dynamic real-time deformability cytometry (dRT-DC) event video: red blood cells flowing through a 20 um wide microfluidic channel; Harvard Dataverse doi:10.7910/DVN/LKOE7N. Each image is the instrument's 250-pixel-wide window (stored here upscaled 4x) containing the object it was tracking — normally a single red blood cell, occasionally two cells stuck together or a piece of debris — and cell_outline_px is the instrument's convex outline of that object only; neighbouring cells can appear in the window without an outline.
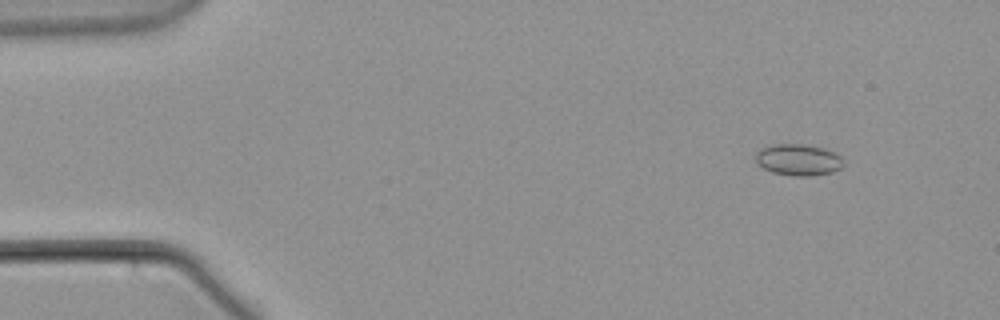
{"species": "common noctule bat (a hibernating species)", "species_latin": "Nyctalus noctula", "temperature_condition": "warm", "stored_images_in_passage": 57, "camera_frame_rate_fps": 3000, "um_per_image_px": 0.085, "animal": {"sex": "male", "body_mass_g": 21.5, "forearm_length_mm": 52.0}, "frame": {"image": 1, "passage_image": 6, "time_ms": 1.667, "image_size_px": [1000, 320], "cell_outline_px": [[844, 164], [840, 168], [832, 172], [808, 176], [796, 176], [772, 172], [756, 164], [756, 152], [764, 148], [776, 144], [804, 144], [824, 148], [840, 156], [844, 160]], "centroid_in_image_um": [67.87, 13.58], "position_along_channel_um": 17.1, "area_um2": 15.95}}
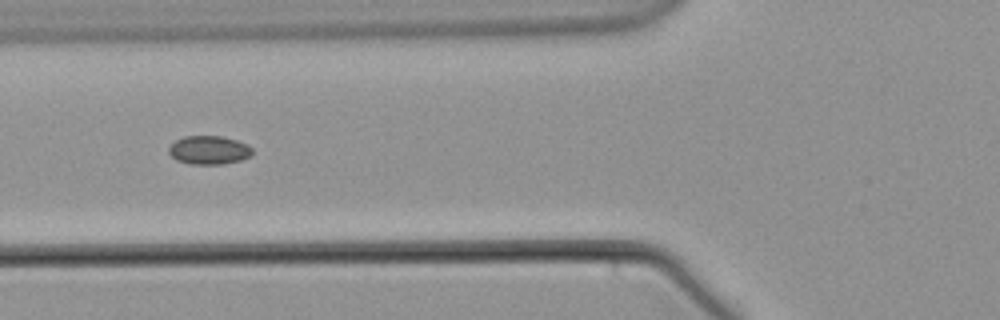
{"frame": {"image": 2, "passage_image": 22, "time_ms": 7.0, "image_size_px": [1000, 320], "cell_outline_px": [[252, 156], [240, 160], [224, 164], [192, 164], [176, 160], [168, 152], [168, 148], [176, 140], [184, 136], [220, 136], [236, 140], [252, 148]], "centroid_in_image_um": [17.75, 12.76], "position_along_channel_um": 108.0, "area_um2": 13.81}}
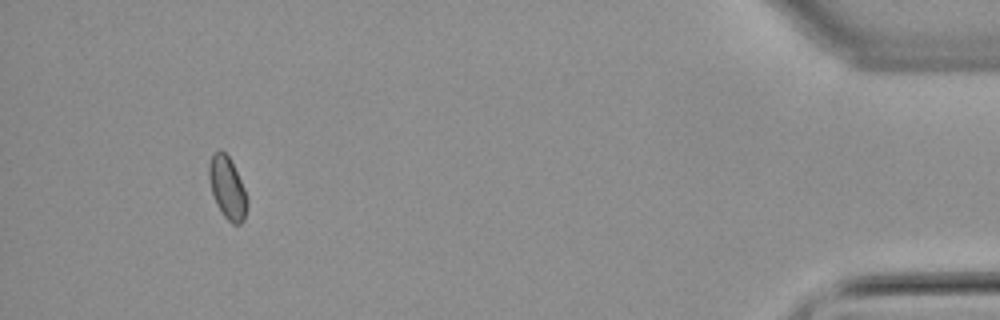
{"frame": {"image": 3, "passage_image": 53, "time_ms": 17.333, "image_size_px": [1000, 320], "cell_outline_px": [[248, 204], [244, 220], [240, 224], [232, 224], [224, 216], [216, 204], [212, 192], [208, 176], [208, 164], [212, 152], [224, 152], [228, 156], [244, 188], [248, 200]], "centroid_in_image_um": [19.31, 16.0], "position_along_channel_um": 415.9, "area_um2": 13.7}}